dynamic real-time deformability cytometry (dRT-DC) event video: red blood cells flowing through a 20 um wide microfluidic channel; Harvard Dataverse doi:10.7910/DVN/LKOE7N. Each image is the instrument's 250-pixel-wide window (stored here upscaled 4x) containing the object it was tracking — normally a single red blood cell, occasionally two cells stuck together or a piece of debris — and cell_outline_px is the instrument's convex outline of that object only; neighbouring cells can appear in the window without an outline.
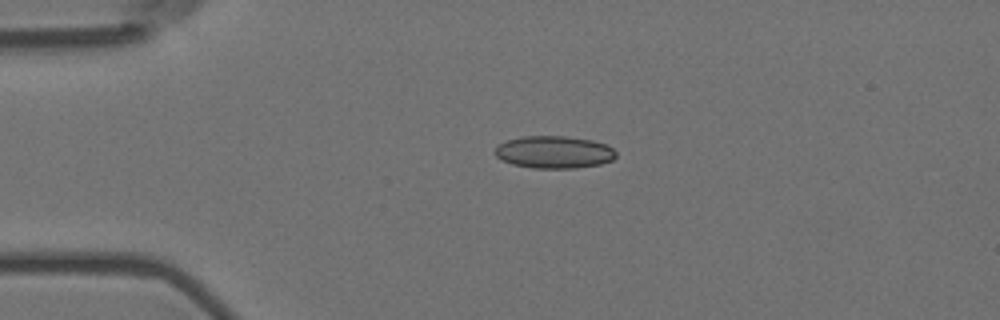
{"species": "Egyptian fruit bat (a non-hibernating species)", "species_latin": "Rousettus aegyptiacus", "temperature_condition": "room temperature", "stored_images_in_passage": 4, "camera_frame_rate_fps": 3000, "um_per_image_px": 0.085, "animal": {"sex": "female"}, "frame": {"image": 1, "passage_image": 3, "time_ms": 0.667, "image_size_px": [1000, 320], "cell_outline_px": [[616, 156], [612, 160], [600, 164], [576, 168], [532, 168], [512, 164], [496, 156], [492, 152], [496, 144], [504, 140], [520, 136], [564, 136], [592, 140], [604, 144], [612, 148], [616, 152]], "centroid_in_image_um": [47.03, 12.92], "position_along_channel_um": 38.0, "area_um2": 23.06}}